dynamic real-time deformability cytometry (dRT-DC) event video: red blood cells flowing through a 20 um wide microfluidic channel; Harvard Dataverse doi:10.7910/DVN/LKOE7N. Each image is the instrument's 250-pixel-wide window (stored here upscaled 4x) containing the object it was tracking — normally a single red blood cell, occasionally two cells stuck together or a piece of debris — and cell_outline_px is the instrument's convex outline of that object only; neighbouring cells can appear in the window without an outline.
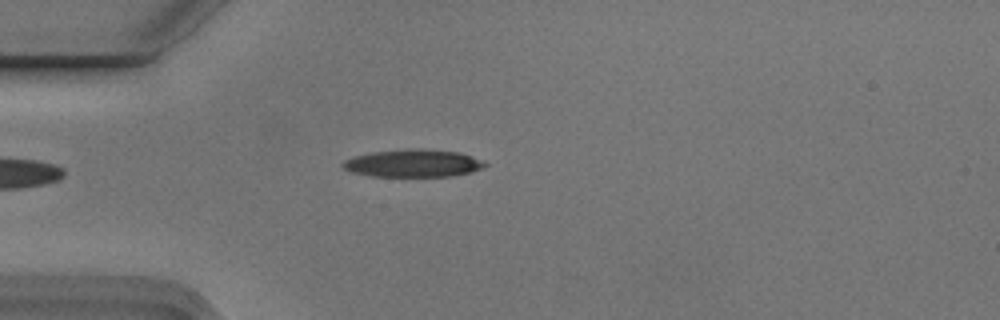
{"species": "Egyptian fruit bat (a non-hibernating species)", "species_latin": "Rousettus aegyptiacus", "temperature_condition": "cold", "stored_images_in_passage": 2, "camera_frame_rate_fps": 3000, "um_per_image_px": 0.085, "animal": {"sex": "male"}, "frame": {"image": 1, "passage_image": 2, "time_ms": 0.333, "image_size_px": [1000, 320], "cell_outline_px": [[488, 164], [472, 172], [452, 176], [372, 176], [352, 172], [344, 168], [340, 164], [344, 160], [356, 156], [376, 152], [408, 148], [420, 148], [456, 152], [480, 160]], "centroid_in_image_um": [35.09, 13.88], "position_along_channel_um": 49.9, "area_um2": 22.48}}